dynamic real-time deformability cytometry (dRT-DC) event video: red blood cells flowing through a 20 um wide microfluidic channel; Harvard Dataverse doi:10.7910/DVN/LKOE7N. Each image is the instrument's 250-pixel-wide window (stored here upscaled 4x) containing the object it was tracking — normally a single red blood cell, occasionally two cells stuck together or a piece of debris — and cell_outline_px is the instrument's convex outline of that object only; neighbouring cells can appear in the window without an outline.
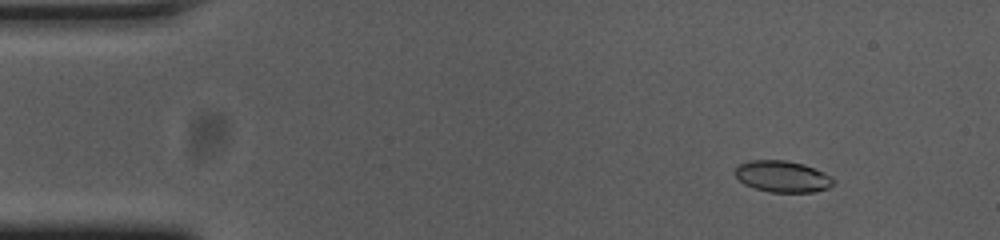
{"species": "common noctule bat (a hibernating species)", "species_latin": "Nyctalus noctula", "temperature_condition": "cold", "stored_images_in_passage": 24, "camera_frame_rate_fps": 3000, "um_per_image_px": 0.085, "animal": {"sex": "female", "body_mass_g": 23.0, "forearm_length_mm": 53.4}, "frame": {"image": 1, "passage_image": 6, "time_ms": 1.667, "image_size_px": [1000, 240], "cell_outline_px": [[836, 184], [828, 188], [812, 192], [768, 192], [744, 184], [736, 176], [736, 168], [740, 164], [748, 160], [784, 160], [804, 164], [824, 172], [832, 176], [836, 180]], "centroid_in_image_um": [66.57, 15.0], "position_along_channel_um": 18.4, "area_um2": 18.09}}
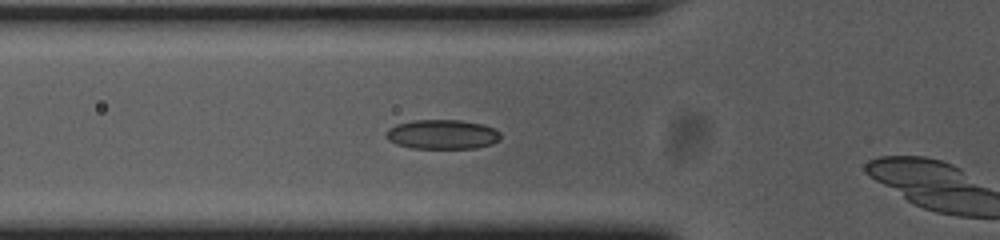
{"frame": {"image": 2, "passage_image": 19, "time_ms": 6.0, "image_size_px": [1000, 240], "cell_outline_px": [[500, 140], [492, 144], [476, 148], [412, 148], [396, 144], [388, 140], [388, 128], [396, 124], [412, 120], [460, 120], [480, 124], [492, 128], [500, 132]], "centroid_in_image_um": [37.6, 11.42], "position_along_channel_um": 88.2, "area_um2": 19.54}}
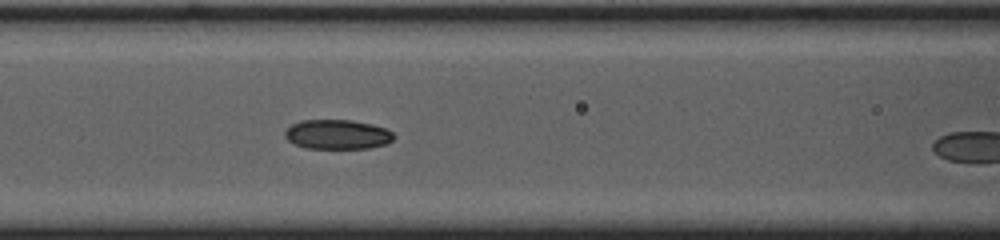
{"frame": {"image": 3, "passage_image": 23, "time_ms": 7.333, "image_size_px": [1000, 240], "cell_outline_px": [[396, 136], [388, 144], [372, 148], [308, 148], [296, 144], [288, 140], [284, 136], [284, 132], [292, 124], [300, 120], [352, 120], [372, 124], [388, 128]], "centroid_in_image_um": [28.73, 11.42], "position_along_channel_um": 137.9, "area_um2": 18.9}}